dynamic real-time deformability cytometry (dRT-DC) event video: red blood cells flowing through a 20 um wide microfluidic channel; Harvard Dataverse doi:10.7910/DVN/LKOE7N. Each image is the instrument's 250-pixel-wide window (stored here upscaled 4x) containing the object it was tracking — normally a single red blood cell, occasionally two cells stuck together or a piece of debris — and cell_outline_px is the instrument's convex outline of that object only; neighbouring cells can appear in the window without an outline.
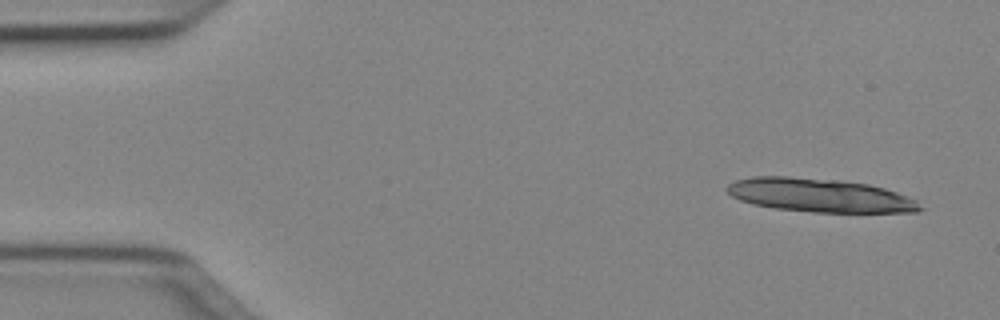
{"species": "Egyptian fruit bat (a non-hibernating species)", "species_latin": "Rousettus aegyptiacus", "temperature_condition": "cold", "stored_images_in_passage": 14, "camera_frame_rate_fps": 3000, "um_per_image_px": 0.085, "animal": {"sex": "female"}, "frame": {"image": 1, "passage_image": 3, "time_ms": 0.667, "image_size_px": [1000, 320], "cell_outline_px": [[924, 208], [916, 212], [812, 212], [772, 208], [752, 204], [740, 200], [732, 196], [724, 188], [728, 184], [736, 180], [752, 176], [788, 176], [840, 180], [868, 184], [884, 188], [908, 196], [916, 200]], "centroid_in_image_um": [69.65, 16.6], "position_along_channel_um": 15.3, "area_um2": 37.97}}